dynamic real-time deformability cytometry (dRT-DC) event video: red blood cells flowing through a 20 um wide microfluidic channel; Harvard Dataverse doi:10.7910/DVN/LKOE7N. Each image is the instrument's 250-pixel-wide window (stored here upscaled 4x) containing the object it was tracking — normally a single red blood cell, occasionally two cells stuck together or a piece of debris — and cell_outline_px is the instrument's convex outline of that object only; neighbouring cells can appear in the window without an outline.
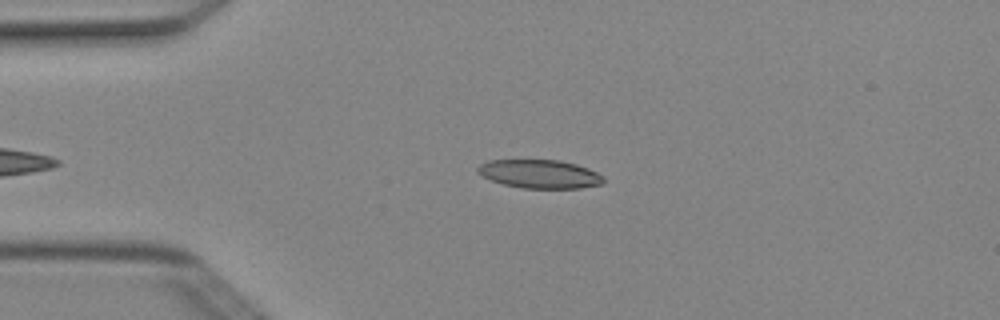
{"species": "Egyptian fruit bat (a non-hibernating species)", "species_latin": "Rousettus aegyptiacus", "temperature_condition": "cold", "stored_images_in_passage": 2, "camera_frame_rate_fps": 3000, "um_per_image_px": 0.085, "animal": {"sex": "female"}, "frame": {"image": 1, "passage_image": 1, "time_ms": 0.0, "image_size_px": [1000, 320], "cell_outline_px": [[604, 180], [600, 184], [580, 188], [524, 188], [504, 184], [492, 180], [476, 172], [476, 168], [480, 164], [488, 160], [560, 160], [576, 164], [588, 168], [604, 176]], "centroid_in_image_um": [45.87, 14.78], "position_along_channel_um": 39.1, "area_um2": 20.81}}